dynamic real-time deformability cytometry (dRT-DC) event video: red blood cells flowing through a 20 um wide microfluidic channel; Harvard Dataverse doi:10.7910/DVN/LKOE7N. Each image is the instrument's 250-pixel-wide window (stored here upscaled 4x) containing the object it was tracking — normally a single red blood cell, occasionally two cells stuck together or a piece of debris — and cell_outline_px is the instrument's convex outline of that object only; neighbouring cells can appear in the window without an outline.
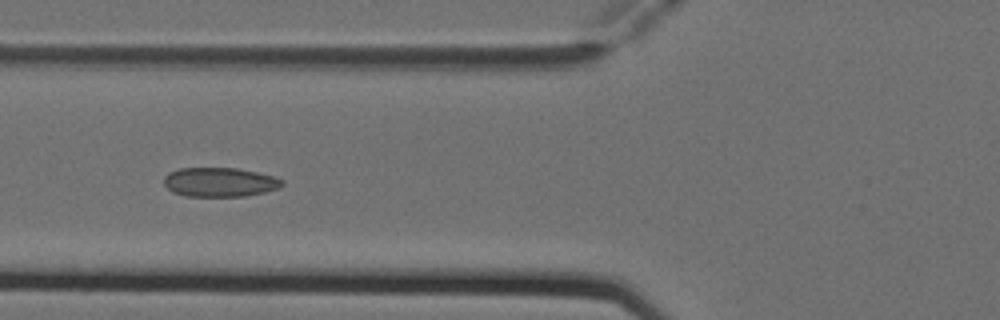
{"species": "Egyptian fruit bat (a non-hibernating species)", "species_latin": "Rousettus aegyptiacus", "temperature_condition": "cold", "stored_images_in_passage": 9, "camera_frame_rate_fps": 3000, "um_per_image_px": 0.085, "animal": {"sex": "female"}, "frame": {"image": 1, "passage_image": 7, "time_ms": 2.0, "image_size_px": [1000, 320], "cell_outline_px": [[284, 184], [280, 188], [264, 192], [244, 196], [184, 196], [172, 192], [164, 184], [164, 176], [168, 172], [180, 168], [236, 168], [256, 172], [272, 176], [284, 180]], "centroid_in_image_um": [18.66, 15.48], "position_along_channel_um": 107.1, "area_um2": 20.17}}
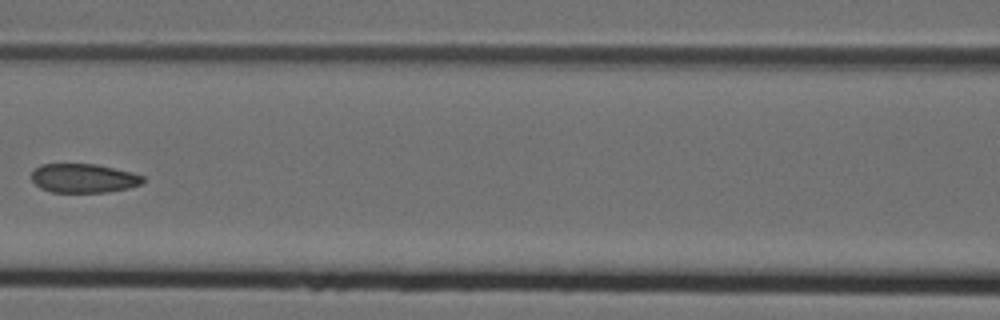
{"frame": {"image": 2, "passage_image": 8, "time_ms": 2.333, "image_size_px": [1000, 320], "cell_outline_px": [[144, 180], [140, 184], [128, 188], [108, 192], [52, 192], [40, 188], [32, 180], [32, 172], [40, 164], [96, 164], [132, 172], [144, 176]], "centroid_in_image_um": [7.11, 15.15], "position_along_channel_um": 159.5, "area_um2": 18.79}}
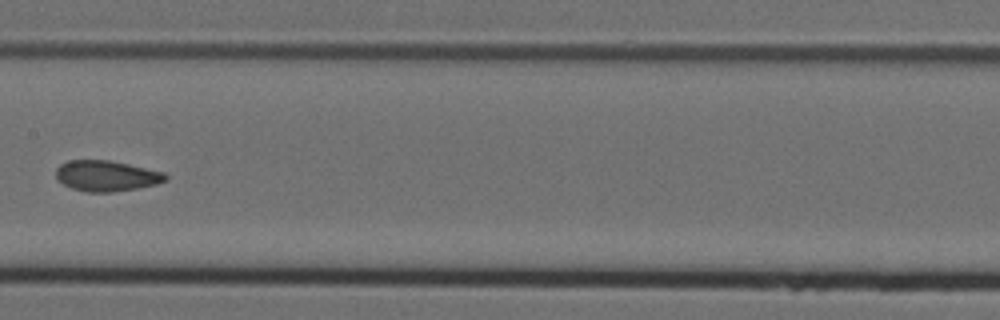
{"frame": {"image": 3, "passage_image": 9, "time_ms": 2.667, "image_size_px": [1000, 320], "cell_outline_px": [[168, 180], [156, 184], [136, 188], [112, 192], [88, 192], [72, 188], [56, 180], [56, 168], [60, 164], [68, 160], [108, 160], [128, 164], [164, 172], [168, 176]], "centroid_in_image_um": [9.03, 14.94], "position_along_channel_um": 198.4, "area_um2": 19.59}}